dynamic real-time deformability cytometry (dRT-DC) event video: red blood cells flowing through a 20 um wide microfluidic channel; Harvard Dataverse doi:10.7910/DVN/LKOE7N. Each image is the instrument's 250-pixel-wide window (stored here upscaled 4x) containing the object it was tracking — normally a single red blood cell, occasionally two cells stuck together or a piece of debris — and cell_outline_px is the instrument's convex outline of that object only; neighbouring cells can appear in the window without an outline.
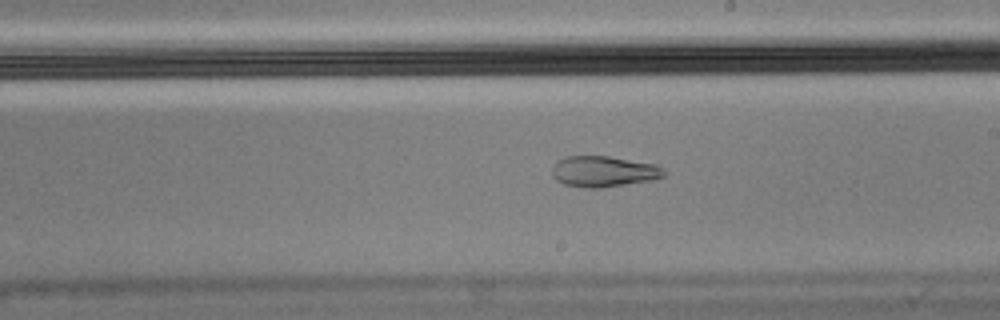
{"species": "Egyptian fruit bat (a non-hibernating species)", "species_latin": "Rousettus aegyptiacus", "temperature_condition": "cold", "stored_images_in_passage": 34, "camera_frame_rate_fps": 3000, "um_per_image_px": 0.085, "animal": {"sex": "male"}, "frame": {"image": 1, "passage_image": 15, "time_ms": 4.667, "image_size_px": [1000, 320], "cell_outline_px": [[664, 176], [648, 180], [600, 188], [584, 188], [564, 184], [556, 180], [552, 176], [552, 164], [556, 160], [568, 156], [608, 156], [656, 164], [664, 172]], "centroid_in_image_um": [51.22, 14.56], "position_along_channel_um": 237.8, "area_um2": 20.0}}